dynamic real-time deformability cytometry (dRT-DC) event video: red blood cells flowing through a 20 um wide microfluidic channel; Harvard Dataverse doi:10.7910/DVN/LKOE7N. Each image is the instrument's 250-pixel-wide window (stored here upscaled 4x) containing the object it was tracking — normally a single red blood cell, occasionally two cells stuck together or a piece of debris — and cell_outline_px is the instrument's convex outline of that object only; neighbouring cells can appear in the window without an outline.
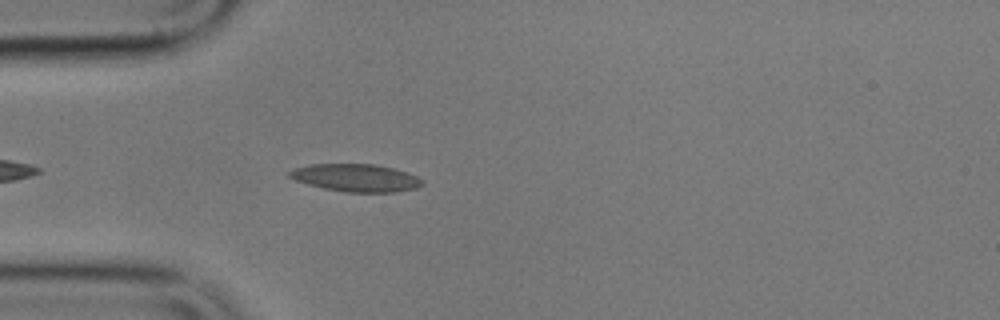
{"species": "common noctule bat (a hibernating species)", "species_latin": "Nyctalus noctula", "temperature_condition": "cold", "stored_images_in_passage": 43, "camera_frame_rate_fps": 3000, "um_per_image_px": 0.085, "animal": {"sex": "male", "body_mass_g": 17.9}, "frame": {"image": 1, "passage_image": 5, "time_ms": 1.333, "image_size_px": [1000, 320], "cell_outline_px": [[424, 184], [416, 188], [396, 192], [344, 192], [324, 188], [308, 184], [296, 180], [288, 176], [288, 172], [296, 168], [312, 164], [376, 164], [392, 168], [416, 176], [424, 180]], "centroid_in_image_um": [30.27, 15.12], "position_along_channel_um": 54.7, "area_um2": 21.21}}
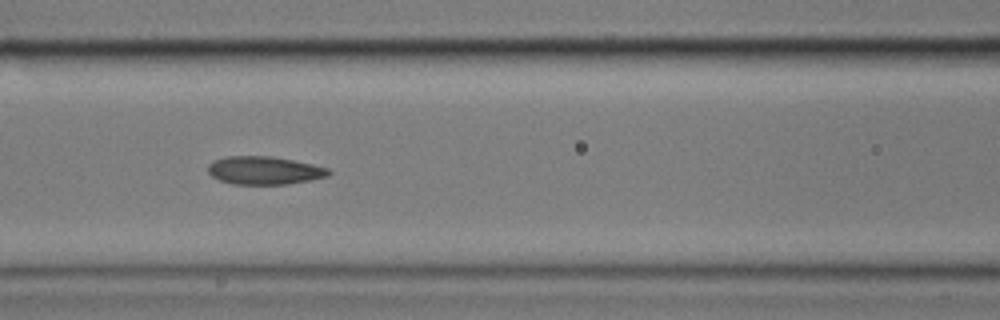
{"frame": {"image": 2, "passage_image": 13, "time_ms": 4.0, "image_size_px": [1000, 320], "cell_outline_px": [[332, 172], [328, 176], [312, 180], [288, 184], [232, 184], [220, 180], [212, 176], [208, 172], [208, 164], [212, 160], [228, 156], [268, 156], [292, 160], [312, 164], [328, 168]], "centroid_in_image_um": [22.46, 14.49], "position_along_channel_um": 144.1, "area_um2": 19.77}}
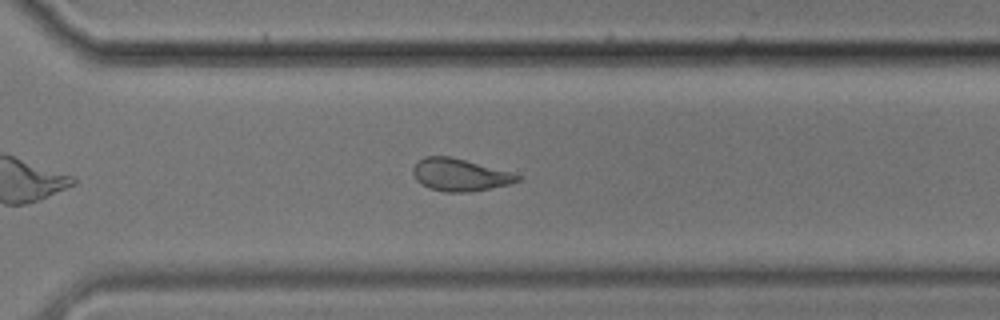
{"frame": {"image": 3, "passage_image": 29, "time_ms": 9.333, "image_size_px": [1000, 320], "cell_outline_px": [[524, 180], [508, 184], [468, 192], [444, 192], [428, 188], [420, 184], [416, 180], [412, 172], [412, 168], [424, 156], [448, 156], [512, 172], [520, 176]], "centroid_in_image_um": [39.06, 14.87], "position_along_channel_um": 331.5, "area_um2": 19.59}, "authors_computed_cell_mechanics": {"area_um2": 20.7502, "velocity_mm_per_s": 3.5239, "shape_relaxation_time_tau1_ms": null, "shape_relaxation_time_tau2_ms": 2.9066, "deformation_change_tau1": null, "deformation_change_tau2": 0.1051}}